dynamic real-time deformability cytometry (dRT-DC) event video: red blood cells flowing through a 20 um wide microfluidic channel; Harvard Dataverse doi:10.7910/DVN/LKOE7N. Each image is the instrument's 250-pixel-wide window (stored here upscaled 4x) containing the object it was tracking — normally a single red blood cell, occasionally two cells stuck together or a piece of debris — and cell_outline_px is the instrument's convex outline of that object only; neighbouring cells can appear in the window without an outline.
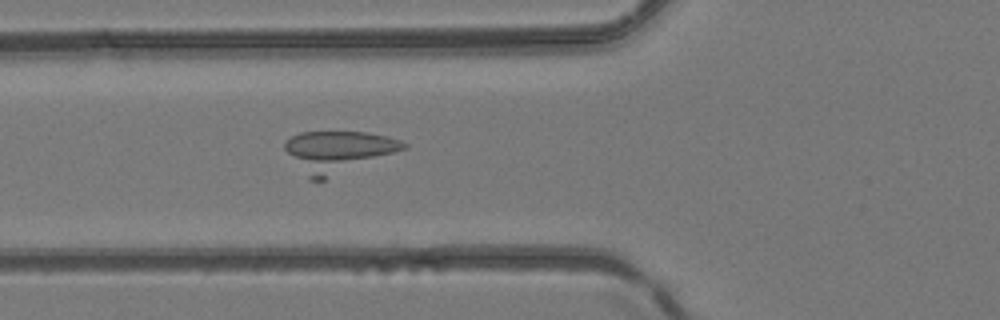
{"species": "common noctule bat (a hibernating species)", "species_latin": "Nyctalus noctula", "temperature_condition": "room temperature", "stored_images_in_passage": 50, "camera_frame_rate_fps": 3000, "um_per_image_px": 0.085, "animal": {"sex": "female", "body_mass_g": 24.6, "forearm_length_mm": 56.2}, "frame": {"image": 1, "passage_image": 19, "time_ms": 6.0, "image_size_px": [1000, 320], "cell_outline_px": [[408, 148], [324, 180], [308, 180], [284, 148], [284, 144], [292, 136], [300, 132], [368, 132], [388, 136], [400, 140], [408, 144]], "centroid_in_image_um": [28.77, 12.88], "position_along_channel_um": 97.0, "area_um2": 28.55}}
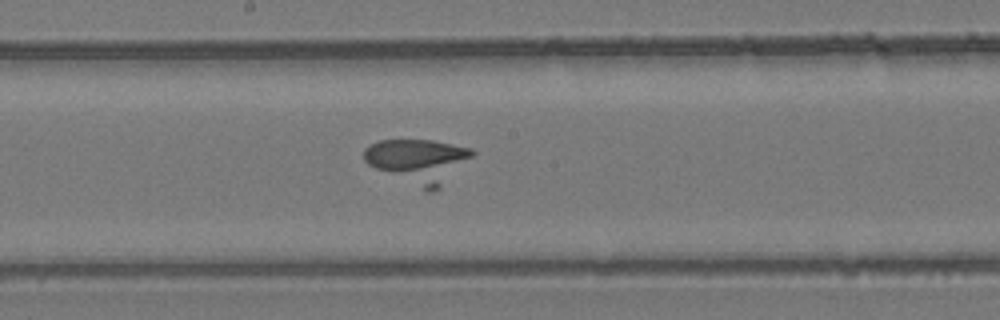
{"frame": {"image": 2, "passage_image": 27, "time_ms": 8.667, "image_size_px": [1000, 320], "cell_outline_px": [[476, 152], [440, 188], [432, 192], [428, 192], [376, 168], [368, 164], [364, 160], [364, 148], [380, 140], [432, 140], [472, 148]], "centroid_in_image_um": [35.56, 13.67], "position_along_channel_um": 212.6, "area_um2": 27.46}}
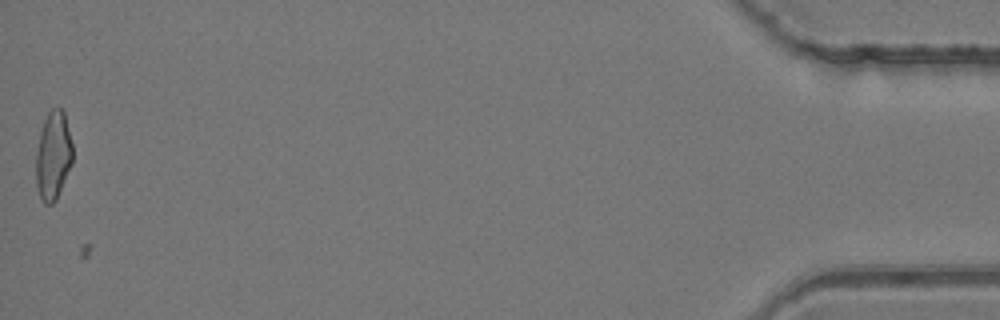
{"frame": {"image": 3, "passage_image": 49, "time_ms": 16.0, "image_size_px": [1000, 320], "cell_outline_px": [[72, 164], [56, 200], [52, 204], [44, 204], [40, 196], [36, 184], [36, 152], [40, 132], [44, 120], [48, 112], [52, 108], [60, 108], [64, 112], [72, 144]], "centroid_in_image_um": [4.52, 13.24], "position_along_channel_um": 430.7, "area_um2": 18.84}}